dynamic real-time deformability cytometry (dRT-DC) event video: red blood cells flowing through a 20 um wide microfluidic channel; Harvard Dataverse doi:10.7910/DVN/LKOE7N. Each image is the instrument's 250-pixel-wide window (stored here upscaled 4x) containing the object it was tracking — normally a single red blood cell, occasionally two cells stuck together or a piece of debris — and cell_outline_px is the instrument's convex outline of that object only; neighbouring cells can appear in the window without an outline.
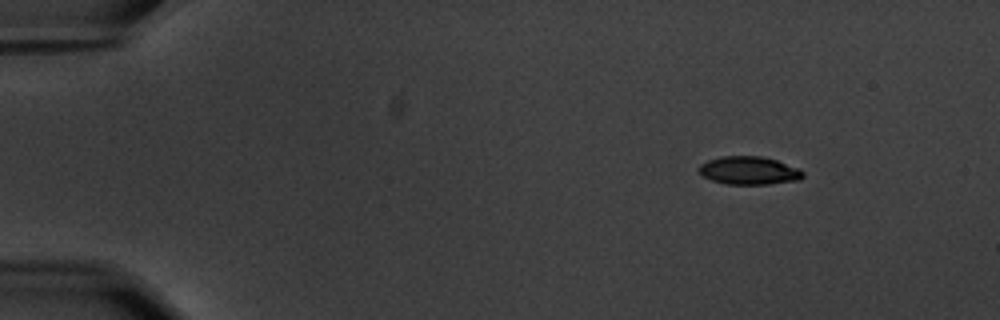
{"species": "common noctule bat (a hibernating species)", "species_latin": "Nyctalus noctula", "temperature_condition": "warm", "stored_images_in_passage": 51, "camera_frame_rate_fps": 3000, "um_per_image_px": 0.085, "animal": {"sex": "male", "body_mass_g": 20.1, "forearm_length_mm": 53.5}, "frame": {"image": 1, "passage_image": 1, "time_ms": 0.0, "image_size_px": [1000, 320], "cell_outline_px": [[804, 176], [800, 180], [768, 184], [724, 184], [712, 180], [704, 176], [696, 168], [700, 164], [708, 160], [720, 156], [764, 156], [800, 168], [804, 172]], "centroid_in_image_um": [63.68, 14.49], "position_along_channel_um": 21.3, "area_um2": 17.22}}
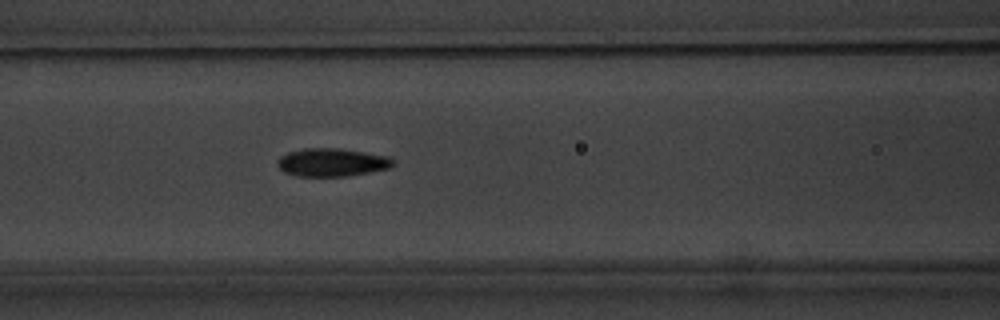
{"frame": {"image": 2, "passage_image": 19, "time_ms": 6.0, "image_size_px": [1000, 320], "cell_outline_px": [[396, 164], [388, 168], [348, 176], [296, 176], [284, 172], [276, 164], [276, 160], [280, 156], [288, 152], [304, 148], [340, 148], [388, 156], [396, 160]], "centroid_in_image_um": [28.2, 13.79], "position_along_channel_um": 138.4, "area_um2": 19.07}}
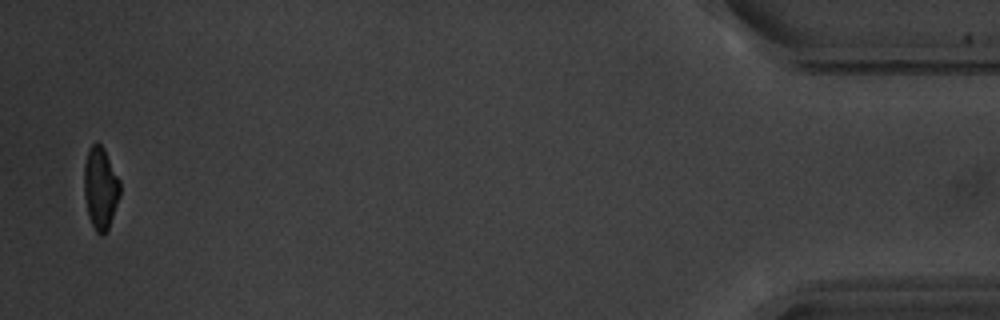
{"frame": {"image": 3, "passage_image": 50, "time_ms": 16.333, "image_size_px": [1000, 320], "cell_outline_px": [[120, 196], [108, 232], [104, 236], [100, 236], [96, 232], [88, 216], [84, 196], [84, 164], [88, 148], [96, 140], [104, 148], [120, 180]], "centroid_in_image_um": [8.54, 16.01], "position_along_channel_um": 426.7, "area_um2": 17.69}, "authors_computed_cell_mechanics": {"area_um2": 18.1492, "velocity_mm_per_s": 3.5704, "shape_relaxation_time_tau1_ms": 3.1702, "shape_relaxation_time_tau2_ms": 1.6131, "deformation_change_tau1": 0.163, "deformation_change_tau2": 0.073}}